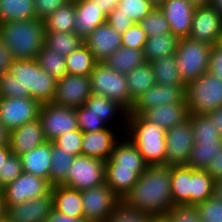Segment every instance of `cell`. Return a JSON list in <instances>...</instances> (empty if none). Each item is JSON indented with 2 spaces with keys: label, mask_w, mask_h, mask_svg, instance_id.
<instances>
[{
  "label": "cell",
  "mask_w": 222,
  "mask_h": 222,
  "mask_svg": "<svg viewBox=\"0 0 222 222\" xmlns=\"http://www.w3.org/2000/svg\"><path fill=\"white\" fill-rule=\"evenodd\" d=\"M116 9L135 23H139L154 9V6L149 0H122Z\"/></svg>",
  "instance_id": "f6af8a7d"
},
{
  "label": "cell",
  "mask_w": 222,
  "mask_h": 222,
  "mask_svg": "<svg viewBox=\"0 0 222 222\" xmlns=\"http://www.w3.org/2000/svg\"><path fill=\"white\" fill-rule=\"evenodd\" d=\"M0 36L13 59H36L44 46L45 24L38 18L4 22Z\"/></svg>",
  "instance_id": "7a4b0ae2"
},
{
  "label": "cell",
  "mask_w": 222,
  "mask_h": 222,
  "mask_svg": "<svg viewBox=\"0 0 222 222\" xmlns=\"http://www.w3.org/2000/svg\"><path fill=\"white\" fill-rule=\"evenodd\" d=\"M8 73L21 84V98H33L41 105L52 103L57 80L39 67L36 59H13Z\"/></svg>",
  "instance_id": "3957f363"
},
{
  "label": "cell",
  "mask_w": 222,
  "mask_h": 222,
  "mask_svg": "<svg viewBox=\"0 0 222 222\" xmlns=\"http://www.w3.org/2000/svg\"><path fill=\"white\" fill-rule=\"evenodd\" d=\"M117 134L113 127L98 132H86L82 134V155L107 161L113 152L116 142L124 133Z\"/></svg>",
  "instance_id": "d6986e66"
},
{
  "label": "cell",
  "mask_w": 222,
  "mask_h": 222,
  "mask_svg": "<svg viewBox=\"0 0 222 222\" xmlns=\"http://www.w3.org/2000/svg\"><path fill=\"white\" fill-rule=\"evenodd\" d=\"M188 1L195 6L208 5L209 3V0H188Z\"/></svg>",
  "instance_id": "89a4df30"
},
{
  "label": "cell",
  "mask_w": 222,
  "mask_h": 222,
  "mask_svg": "<svg viewBox=\"0 0 222 222\" xmlns=\"http://www.w3.org/2000/svg\"><path fill=\"white\" fill-rule=\"evenodd\" d=\"M102 184H105V161L80 155L74 157L62 185L82 191Z\"/></svg>",
  "instance_id": "ba28073f"
},
{
  "label": "cell",
  "mask_w": 222,
  "mask_h": 222,
  "mask_svg": "<svg viewBox=\"0 0 222 222\" xmlns=\"http://www.w3.org/2000/svg\"><path fill=\"white\" fill-rule=\"evenodd\" d=\"M53 209L75 218H84L81 191L64 185L52 186Z\"/></svg>",
  "instance_id": "4316f807"
},
{
  "label": "cell",
  "mask_w": 222,
  "mask_h": 222,
  "mask_svg": "<svg viewBox=\"0 0 222 222\" xmlns=\"http://www.w3.org/2000/svg\"><path fill=\"white\" fill-rule=\"evenodd\" d=\"M147 61L143 49H133L121 46L107 59L104 64L116 72L127 75L134 68L145 64Z\"/></svg>",
  "instance_id": "f1b7e54d"
},
{
  "label": "cell",
  "mask_w": 222,
  "mask_h": 222,
  "mask_svg": "<svg viewBox=\"0 0 222 222\" xmlns=\"http://www.w3.org/2000/svg\"><path fill=\"white\" fill-rule=\"evenodd\" d=\"M81 199L87 222H105L121 201L106 184L82 190Z\"/></svg>",
  "instance_id": "30bf717a"
},
{
  "label": "cell",
  "mask_w": 222,
  "mask_h": 222,
  "mask_svg": "<svg viewBox=\"0 0 222 222\" xmlns=\"http://www.w3.org/2000/svg\"><path fill=\"white\" fill-rule=\"evenodd\" d=\"M201 222H222V201L211 196L195 205Z\"/></svg>",
  "instance_id": "7dc6e473"
},
{
  "label": "cell",
  "mask_w": 222,
  "mask_h": 222,
  "mask_svg": "<svg viewBox=\"0 0 222 222\" xmlns=\"http://www.w3.org/2000/svg\"><path fill=\"white\" fill-rule=\"evenodd\" d=\"M51 151L52 142L46 141L30 152L21 155L23 172L48 180L51 169Z\"/></svg>",
  "instance_id": "484cf974"
},
{
  "label": "cell",
  "mask_w": 222,
  "mask_h": 222,
  "mask_svg": "<svg viewBox=\"0 0 222 222\" xmlns=\"http://www.w3.org/2000/svg\"><path fill=\"white\" fill-rule=\"evenodd\" d=\"M46 142L39 118L10 131L12 154L21 156Z\"/></svg>",
  "instance_id": "44dd1931"
},
{
  "label": "cell",
  "mask_w": 222,
  "mask_h": 222,
  "mask_svg": "<svg viewBox=\"0 0 222 222\" xmlns=\"http://www.w3.org/2000/svg\"><path fill=\"white\" fill-rule=\"evenodd\" d=\"M75 33L84 41L98 26L106 22V15L94 0L75 2Z\"/></svg>",
  "instance_id": "7402d4cb"
},
{
  "label": "cell",
  "mask_w": 222,
  "mask_h": 222,
  "mask_svg": "<svg viewBox=\"0 0 222 222\" xmlns=\"http://www.w3.org/2000/svg\"><path fill=\"white\" fill-rule=\"evenodd\" d=\"M53 209V196L49 194L26 202L6 206L8 222H45Z\"/></svg>",
  "instance_id": "e0dca14e"
},
{
  "label": "cell",
  "mask_w": 222,
  "mask_h": 222,
  "mask_svg": "<svg viewBox=\"0 0 222 222\" xmlns=\"http://www.w3.org/2000/svg\"><path fill=\"white\" fill-rule=\"evenodd\" d=\"M23 173L20 156L11 154L0 167V188L2 189Z\"/></svg>",
  "instance_id": "681fc988"
},
{
  "label": "cell",
  "mask_w": 222,
  "mask_h": 222,
  "mask_svg": "<svg viewBox=\"0 0 222 222\" xmlns=\"http://www.w3.org/2000/svg\"><path fill=\"white\" fill-rule=\"evenodd\" d=\"M158 85H186L180 76L176 54L163 56L150 62Z\"/></svg>",
  "instance_id": "d6a6232c"
},
{
  "label": "cell",
  "mask_w": 222,
  "mask_h": 222,
  "mask_svg": "<svg viewBox=\"0 0 222 222\" xmlns=\"http://www.w3.org/2000/svg\"><path fill=\"white\" fill-rule=\"evenodd\" d=\"M35 18L34 0H0V24Z\"/></svg>",
  "instance_id": "836d02e7"
},
{
  "label": "cell",
  "mask_w": 222,
  "mask_h": 222,
  "mask_svg": "<svg viewBox=\"0 0 222 222\" xmlns=\"http://www.w3.org/2000/svg\"><path fill=\"white\" fill-rule=\"evenodd\" d=\"M188 119L191 122L194 143L219 142L222 139L208 114H189Z\"/></svg>",
  "instance_id": "b9f144b4"
},
{
  "label": "cell",
  "mask_w": 222,
  "mask_h": 222,
  "mask_svg": "<svg viewBox=\"0 0 222 222\" xmlns=\"http://www.w3.org/2000/svg\"><path fill=\"white\" fill-rule=\"evenodd\" d=\"M179 40L170 32L147 38L143 49L146 61L152 62L163 56L176 54Z\"/></svg>",
  "instance_id": "1f68e13d"
},
{
  "label": "cell",
  "mask_w": 222,
  "mask_h": 222,
  "mask_svg": "<svg viewBox=\"0 0 222 222\" xmlns=\"http://www.w3.org/2000/svg\"><path fill=\"white\" fill-rule=\"evenodd\" d=\"M84 44L92 52L98 63L104 62L105 59L122 46L121 34L105 22L89 34L84 40Z\"/></svg>",
  "instance_id": "ffe728a7"
},
{
  "label": "cell",
  "mask_w": 222,
  "mask_h": 222,
  "mask_svg": "<svg viewBox=\"0 0 222 222\" xmlns=\"http://www.w3.org/2000/svg\"><path fill=\"white\" fill-rule=\"evenodd\" d=\"M166 0H149V2L154 6L159 8Z\"/></svg>",
  "instance_id": "2644e50d"
},
{
  "label": "cell",
  "mask_w": 222,
  "mask_h": 222,
  "mask_svg": "<svg viewBox=\"0 0 222 222\" xmlns=\"http://www.w3.org/2000/svg\"><path fill=\"white\" fill-rule=\"evenodd\" d=\"M165 165L186 166L194 145V134L190 120L166 131Z\"/></svg>",
  "instance_id": "7c38bea8"
},
{
  "label": "cell",
  "mask_w": 222,
  "mask_h": 222,
  "mask_svg": "<svg viewBox=\"0 0 222 222\" xmlns=\"http://www.w3.org/2000/svg\"><path fill=\"white\" fill-rule=\"evenodd\" d=\"M6 219V205L4 202L2 191H0V222Z\"/></svg>",
  "instance_id": "a7ac6f4b"
},
{
  "label": "cell",
  "mask_w": 222,
  "mask_h": 222,
  "mask_svg": "<svg viewBox=\"0 0 222 222\" xmlns=\"http://www.w3.org/2000/svg\"><path fill=\"white\" fill-rule=\"evenodd\" d=\"M213 196L222 201V178L214 180Z\"/></svg>",
  "instance_id": "e7e4bbea"
},
{
  "label": "cell",
  "mask_w": 222,
  "mask_h": 222,
  "mask_svg": "<svg viewBox=\"0 0 222 222\" xmlns=\"http://www.w3.org/2000/svg\"><path fill=\"white\" fill-rule=\"evenodd\" d=\"M79 129L82 133L98 132L107 129L109 126L96 114L89 113L84 105L76 109Z\"/></svg>",
  "instance_id": "bcb514c9"
},
{
  "label": "cell",
  "mask_w": 222,
  "mask_h": 222,
  "mask_svg": "<svg viewBox=\"0 0 222 222\" xmlns=\"http://www.w3.org/2000/svg\"><path fill=\"white\" fill-rule=\"evenodd\" d=\"M75 2H67L44 20L45 32H75Z\"/></svg>",
  "instance_id": "e575fe53"
},
{
  "label": "cell",
  "mask_w": 222,
  "mask_h": 222,
  "mask_svg": "<svg viewBox=\"0 0 222 222\" xmlns=\"http://www.w3.org/2000/svg\"><path fill=\"white\" fill-rule=\"evenodd\" d=\"M189 114H208L222 106V81L210 72L185 85Z\"/></svg>",
  "instance_id": "5b68a950"
},
{
  "label": "cell",
  "mask_w": 222,
  "mask_h": 222,
  "mask_svg": "<svg viewBox=\"0 0 222 222\" xmlns=\"http://www.w3.org/2000/svg\"><path fill=\"white\" fill-rule=\"evenodd\" d=\"M139 24L146 32L147 38L170 32L169 22L160 8L154 9Z\"/></svg>",
  "instance_id": "ee69618b"
},
{
  "label": "cell",
  "mask_w": 222,
  "mask_h": 222,
  "mask_svg": "<svg viewBox=\"0 0 222 222\" xmlns=\"http://www.w3.org/2000/svg\"><path fill=\"white\" fill-rule=\"evenodd\" d=\"M127 207L148 212L158 220L174 207L171 195V167L148 165L131 190L121 198Z\"/></svg>",
  "instance_id": "6da1fadb"
},
{
  "label": "cell",
  "mask_w": 222,
  "mask_h": 222,
  "mask_svg": "<svg viewBox=\"0 0 222 222\" xmlns=\"http://www.w3.org/2000/svg\"><path fill=\"white\" fill-rule=\"evenodd\" d=\"M45 222H87L84 218H75L52 209Z\"/></svg>",
  "instance_id": "91938a15"
},
{
  "label": "cell",
  "mask_w": 222,
  "mask_h": 222,
  "mask_svg": "<svg viewBox=\"0 0 222 222\" xmlns=\"http://www.w3.org/2000/svg\"><path fill=\"white\" fill-rule=\"evenodd\" d=\"M208 5L222 17V0H209Z\"/></svg>",
  "instance_id": "003e7915"
},
{
  "label": "cell",
  "mask_w": 222,
  "mask_h": 222,
  "mask_svg": "<svg viewBox=\"0 0 222 222\" xmlns=\"http://www.w3.org/2000/svg\"><path fill=\"white\" fill-rule=\"evenodd\" d=\"M36 61L40 68L49 73L56 80L67 74L66 58L59 52L47 48L45 45L38 52Z\"/></svg>",
  "instance_id": "60d3db41"
},
{
  "label": "cell",
  "mask_w": 222,
  "mask_h": 222,
  "mask_svg": "<svg viewBox=\"0 0 222 222\" xmlns=\"http://www.w3.org/2000/svg\"><path fill=\"white\" fill-rule=\"evenodd\" d=\"M208 72L222 81V45L220 43L211 47Z\"/></svg>",
  "instance_id": "9f6ffc18"
},
{
  "label": "cell",
  "mask_w": 222,
  "mask_h": 222,
  "mask_svg": "<svg viewBox=\"0 0 222 222\" xmlns=\"http://www.w3.org/2000/svg\"><path fill=\"white\" fill-rule=\"evenodd\" d=\"M21 84L16 76L5 73L0 76V98H19Z\"/></svg>",
  "instance_id": "f5cc1de1"
},
{
  "label": "cell",
  "mask_w": 222,
  "mask_h": 222,
  "mask_svg": "<svg viewBox=\"0 0 222 222\" xmlns=\"http://www.w3.org/2000/svg\"><path fill=\"white\" fill-rule=\"evenodd\" d=\"M89 76L66 74L57 80L53 104L70 108H79L91 97Z\"/></svg>",
  "instance_id": "5bb4252c"
},
{
  "label": "cell",
  "mask_w": 222,
  "mask_h": 222,
  "mask_svg": "<svg viewBox=\"0 0 222 222\" xmlns=\"http://www.w3.org/2000/svg\"><path fill=\"white\" fill-rule=\"evenodd\" d=\"M171 195L174 206L191 205V167H171Z\"/></svg>",
  "instance_id": "f546056e"
},
{
  "label": "cell",
  "mask_w": 222,
  "mask_h": 222,
  "mask_svg": "<svg viewBox=\"0 0 222 222\" xmlns=\"http://www.w3.org/2000/svg\"><path fill=\"white\" fill-rule=\"evenodd\" d=\"M69 2H76V1H78V0H68Z\"/></svg>",
  "instance_id": "8c879c8a"
},
{
  "label": "cell",
  "mask_w": 222,
  "mask_h": 222,
  "mask_svg": "<svg viewBox=\"0 0 222 222\" xmlns=\"http://www.w3.org/2000/svg\"><path fill=\"white\" fill-rule=\"evenodd\" d=\"M106 22L121 35L135 23L129 17L121 14V11L116 8L107 15Z\"/></svg>",
  "instance_id": "11a10c76"
},
{
  "label": "cell",
  "mask_w": 222,
  "mask_h": 222,
  "mask_svg": "<svg viewBox=\"0 0 222 222\" xmlns=\"http://www.w3.org/2000/svg\"><path fill=\"white\" fill-rule=\"evenodd\" d=\"M122 46L133 49H144L147 41L146 32L139 23H134L121 35Z\"/></svg>",
  "instance_id": "816d5d0a"
},
{
  "label": "cell",
  "mask_w": 222,
  "mask_h": 222,
  "mask_svg": "<svg viewBox=\"0 0 222 222\" xmlns=\"http://www.w3.org/2000/svg\"><path fill=\"white\" fill-rule=\"evenodd\" d=\"M84 106L89 109V113H93L101 117V119H103L109 127H116L113 122L117 120L114 119H121L122 121L119 120L120 124L122 122L121 127L123 128L121 130L124 129L123 132L124 134L126 133L128 111L118 102L110 100L105 96L92 94L85 102Z\"/></svg>",
  "instance_id": "cb8c5ba5"
},
{
  "label": "cell",
  "mask_w": 222,
  "mask_h": 222,
  "mask_svg": "<svg viewBox=\"0 0 222 222\" xmlns=\"http://www.w3.org/2000/svg\"><path fill=\"white\" fill-rule=\"evenodd\" d=\"M214 179L206 170L191 168V206L213 196Z\"/></svg>",
  "instance_id": "ab89813d"
},
{
  "label": "cell",
  "mask_w": 222,
  "mask_h": 222,
  "mask_svg": "<svg viewBox=\"0 0 222 222\" xmlns=\"http://www.w3.org/2000/svg\"><path fill=\"white\" fill-rule=\"evenodd\" d=\"M83 44L84 41L75 32H45L44 45L63 57H67Z\"/></svg>",
  "instance_id": "74e56055"
},
{
  "label": "cell",
  "mask_w": 222,
  "mask_h": 222,
  "mask_svg": "<svg viewBox=\"0 0 222 222\" xmlns=\"http://www.w3.org/2000/svg\"><path fill=\"white\" fill-rule=\"evenodd\" d=\"M221 45H222V35H221V38H220V42H219Z\"/></svg>",
  "instance_id": "753ad0ef"
},
{
  "label": "cell",
  "mask_w": 222,
  "mask_h": 222,
  "mask_svg": "<svg viewBox=\"0 0 222 222\" xmlns=\"http://www.w3.org/2000/svg\"><path fill=\"white\" fill-rule=\"evenodd\" d=\"M105 165H119V167L134 168L139 175H141L148 166L136 145L128 137H125V135H122L116 142L111 157L105 162Z\"/></svg>",
  "instance_id": "d4e9b609"
},
{
  "label": "cell",
  "mask_w": 222,
  "mask_h": 222,
  "mask_svg": "<svg viewBox=\"0 0 222 222\" xmlns=\"http://www.w3.org/2000/svg\"><path fill=\"white\" fill-rule=\"evenodd\" d=\"M39 119L46 141L52 142L62 134L80 130L75 108L45 103L41 105Z\"/></svg>",
  "instance_id": "9c48e42d"
},
{
  "label": "cell",
  "mask_w": 222,
  "mask_h": 222,
  "mask_svg": "<svg viewBox=\"0 0 222 222\" xmlns=\"http://www.w3.org/2000/svg\"><path fill=\"white\" fill-rule=\"evenodd\" d=\"M13 60L10 50L5 46L0 36V76L8 73V68Z\"/></svg>",
  "instance_id": "6f0895ef"
},
{
  "label": "cell",
  "mask_w": 222,
  "mask_h": 222,
  "mask_svg": "<svg viewBox=\"0 0 222 222\" xmlns=\"http://www.w3.org/2000/svg\"><path fill=\"white\" fill-rule=\"evenodd\" d=\"M68 0H34L36 17L42 21L48 18L55 10L65 5Z\"/></svg>",
  "instance_id": "db71d44e"
},
{
  "label": "cell",
  "mask_w": 222,
  "mask_h": 222,
  "mask_svg": "<svg viewBox=\"0 0 222 222\" xmlns=\"http://www.w3.org/2000/svg\"><path fill=\"white\" fill-rule=\"evenodd\" d=\"M159 8L169 22L170 33L179 39L188 38L196 6L188 0H166Z\"/></svg>",
  "instance_id": "ac0fdd59"
},
{
  "label": "cell",
  "mask_w": 222,
  "mask_h": 222,
  "mask_svg": "<svg viewBox=\"0 0 222 222\" xmlns=\"http://www.w3.org/2000/svg\"><path fill=\"white\" fill-rule=\"evenodd\" d=\"M134 168L105 165V184L121 199L139 179Z\"/></svg>",
  "instance_id": "83f0119b"
},
{
  "label": "cell",
  "mask_w": 222,
  "mask_h": 222,
  "mask_svg": "<svg viewBox=\"0 0 222 222\" xmlns=\"http://www.w3.org/2000/svg\"><path fill=\"white\" fill-rule=\"evenodd\" d=\"M89 77L92 94L116 101L130 112L134 101L129 95L126 75L116 72L103 62H99Z\"/></svg>",
  "instance_id": "8992f818"
},
{
  "label": "cell",
  "mask_w": 222,
  "mask_h": 222,
  "mask_svg": "<svg viewBox=\"0 0 222 222\" xmlns=\"http://www.w3.org/2000/svg\"><path fill=\"white\" fill-rule=\"evenodd\" d=\"M51 155V169L49 172L48 181L52 186L62 185L66 180L67 173L72 164L74 156L66 153V151H63L61 148L57 147L53 142Z\"/></svg>",
  "instance_id": "f35d334b"
},
{
  "label": "cell",
  "mask_w": 222,
  "mask_h": 222,
  "mask_svg": "<svg viewBox=\"0 0 222 222\" xmlns=\"http://www.w3.org/2000/svg\"><path fill=\"white\" fill-rule=\"evenodd\" d=\"M82 134L80 130H74L58 136L52 142L66 153L74 157L80 156L82 155Z\"/></svg>",
  "instance_id": "c3c4849f"
},
{
  "label": "cell",
  "mask_w": 222,
  "mask_h": 222,
  "mask_svg": "<svg viewBox=\"0 0 222 222\" xmlns=\"http://www.w3.org/2000/svg\"><path fill=\"white\" fill-rule=\"evenodd\" d=\"M12 154L10 147H0V167L6 162L7 158Z\"/></svg>",
  "instance_id": "03108f58"
},
{
  "label": "cell",
  "mask_w": 222,
  "mask_h": 222,
  "mask_svg": "<svg viewBox=\"0 0 222 222\" xmlns=\"http://www.w3.org/2000/svg\"><path fill=\"white\" fill-rule=\"evenodd\" d=\"M206 171L212 176L214 180L222 178V149L215 155V158L211 160Z\"/></svg>",
  "instance_id": "680465c9"
},
{
  "label": "cell",
  "mask_w": 222,
  "mask_h": 222,
  "mask_svg": "<svg viewBox=\"0 0 222 222\" xmlns=\"http://www.w3.org/2000/svg\"><path fill=\"white\" fill-rule=\"evenodd\" d=\"M222 35V17L209 5L196 6L188 38L218 44Z\"/></svg>",
  "instance_id": "9a60e30c"
},
{
  "label": "cell",
  "mask_w": 222,
  "mask_h": 222,
  "mask_svg": "<svg viewBox=\"0 0 222 222\" xmlns=\"http://www.w3.org/2000/svg\"><path fill=\"white\" fill-rule=\"evenodd\" d=\"M212 124L216 127L218 134L222 137V106L208 113Z\"/></svg>",
  "instance_id": "94428289"
},
{
  "label": "cell",
  "mask_w": 222,
  "mask_h": 222,
  "mask_svg": "<svg viewBox=\"0 0 222 222\" xmlns=\"http://www.w3.org/2000/svg\"><path fill=\"white\" fill-rule=\"evenodd\" d=\"M222 149V139L219 142L194 143L186 166L192 169L206 170L211 160Z\"/></svg>",
  "instance_id": "8d00e7d4"
},
{
  "label": "cell",
  "mask_w": 222,
  "mask_h": 222,
  "mask_svg": "<svg viewBox=\"0 0 222 222\" xmlns=\"http://www.w3.org/2000/svg\"><path fill=\"white\" fill-rule=\"evenodd\" d=\"M166 131L141 115L128 112L126 133L148 165H165Z\"/></svg>",
  "instance_id": "277c9868"
},
{
  "label": "cell",
  "mask_w": 222,
  "mask_h": 222,
  "mask_svg": "<svg viewBox=\"0 0 222 222\" xmlns=\"http://www.w3.org/2000/svg\"><path fill=\"white\" fill-rule=\"evenodd\" d=\"M126 77L129 95L134 102L149 88L156 85L154 70L150 62L134 68Z\"/></svg>",
  "instance_id": "4dcf8cb0"
},
{
  "label": "cell",
  "mask_w": 222,
  "mask_h": 222,
  "mask_svg": "<svg viewBox=\"0 0 222 222\" xmlns=\"http://www.w3.org/2000/svg\"><path fill=\"white\" fill-rule=\"evenodd\" d=\"M48 180L23 172L14 181L2 188L6 206H14L28 200L43 197L51 192Z\"/></svg>",
  "instance_id": "8fae6325"
},
{
  "label": "cell",
  "mask_w": 222,
  "mask_h": 222,
  "mask_svg": "<svg viewBox=\"0 0 222 222\" xmlns=\"http://www.w3.org/2000/svg\"><path fill=\"white\" fill-rule=\"evenodd\" d=\"M10 131L0 121V147H10Z\"/></svg>",
  "instance_id": "be15d7a7"
},
{
  "label": "cell",
  "mask_w": 222,
  "mask_h": 222,
  "mask_svg": "<svg viewBox=\"0 0 222 222\" xmlns=\"http://www.w3.org/2000/svg\"><path fill=\"white\" fill-rule=\"evenodd\" d=\"M141 116L165 131L188 120L187 103H171L146 109Z\"/></svg>",
  "instance_id": "603a6c76"
},
{
  "label": "cell",
  "mask_w": 222,
  "mask_h": 222,
  "mask_svg": "<svg viewBox=\"0 0 222 222\" xmlns=\"http://www.w3.org/2000/svg\"><path fill=\"white\" fill-rule=\"evenodd\" d=\"M164 222H201L195 206H174L162 218Z\"/></svg>",
  "instance_id": "f907efd6"
},
{
  "label": "cell",
  "mask_w": 222,
  "mask_h": 222,
  "mask_svg": "<svg viewBox=\"0 0 222 222\" xmlns=\"http://www.w3.org/2000/svg\"><path fill=\"white\" fill-rule=\"evenodd\" d=\"M211 45L190 38L179 40L176 50L178 71L185 84L208 72Z\"/></svg>",
  "instance_id": "52a82bcc"
},
{
  "label": "cell",
  "mask_w": 222,
  "mask_h": 222,
  "mask_svg": "<svg viewBox=\"0 0 222 222\" xmlns=\"http://www.w3.org/2000/svg\"><path fill=\"white\" fill-rule=\"evenodd\" d=\"M158 219L148 212L129 208L119 202L105 222H157Z\"/></svg>",
  "instance_id": "7bdbcfd3"
},
{
  "label": "cell",
  "mask_w": 222,
  "mask_h": 222,
  "mask_svg": "<svg viewBox=\"0 0 222 222\" xmlns=\"http://www.w3.org/2000/svg\"><path fill=\"white\" fill-rule=\"evenodd\" d=\"M171 103H186L185 85L156 84L137 98L129 113L141 115L146 109Z\"/></svg>",
  "instance_id": "2e32d148"
},
{
  "label": "cell",
  "mask_w": 222,
  "mask_h": 222,
  "mask_svg": "<svg viewBox=\"0 0 222 222\" xmlns=\"http://www.w3.org/2000/svg\"><path fill=\"white\" fill-rule=\"evenodd\" d=\"M41 104L33 98H0V121L12 131L39 118Z\"/></svg>",
  "instance_id": "4fadbf2b"
},
{
  "label": "cell",
  "mask_w": 222,
  "mask_h": 222,
  "mask_svg": "<svg viewBox=\"0 0 222 222\" xmlns=\"http://www.w3.org/2000/svg\"><path fill=\"white\" fill-rule=\"evenodd\" d=\"M66 58L67 74L90 76L98 63L89 48L83 44Z\"/></svg>",
  "instance_id": "d590c367"
},
{
  "label": "cell",
  "mask_w": 222,
  "mask_h": 222,
  "mask_svg": "<svg viewBox=\"0 0 222 222\" xmlns=\"http://www.w3.org/2000/svg\"><path fill=\"white\" fill-rule=\"evenodd\" d=\"M101 11L107 16L122 0H94Z\"/></svg>",
  "instance_id": "6125c7cd"
}]
</instances>
